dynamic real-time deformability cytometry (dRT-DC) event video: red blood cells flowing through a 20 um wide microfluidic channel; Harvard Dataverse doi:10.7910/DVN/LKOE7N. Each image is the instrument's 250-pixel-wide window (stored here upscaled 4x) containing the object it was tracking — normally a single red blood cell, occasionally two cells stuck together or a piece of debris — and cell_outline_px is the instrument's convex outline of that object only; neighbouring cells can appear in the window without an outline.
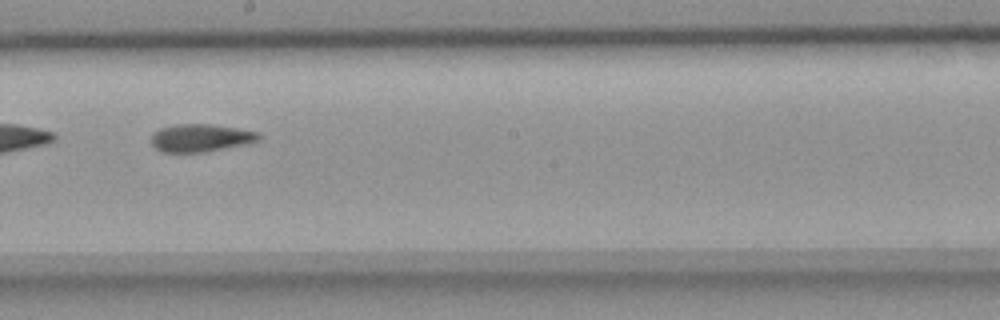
{"species": "common noctule bat (a hibernating species)", "species_latin": "Nyctalus noctula", "temperature_condition": "room temperature", "stored_images_in_passage": 12, "camera_frame_rate_fps": 3000, "um_per_image_px": 0.085, "animal": {"sex": "female", "body_mass_g": 18.4}, "frame": {"image": 1, "passage_image": 6, "time_ms": 1.667, "image_size_px": [1000, 320], "cell_outline_px": [[260, 140], [248, 144], [200, 152], [164, 152], [156, 148], [152, 144], [152, 136], [160, 128], [176, 124], [212, 124], [260, 132]], "centroid_in_image_um": [17.1, 11.71], "position_along_channel_um": 231.1, "area_um2": 17.22}}
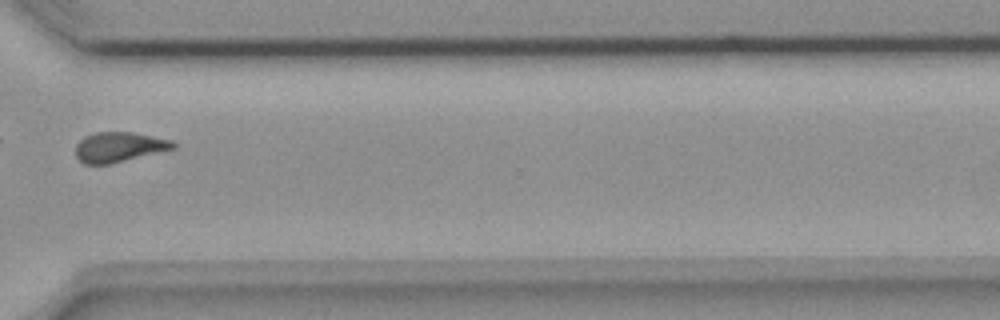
{"frame": {"image": 2, "passage_image": 9, "time_ms": 2.667, "image_size_px": [1000, 320], "cell_outline_px": [[176, 148], [108, 164], [84, 164], [76, 156], [76, 144], [84, 136], [96, 132], [132, 132], [172, 140], [176, 144]], "centroid_in_image_um": [10.11, 12.49], "position_along_channel_um": 360.5, "area_um2": 16.88}}
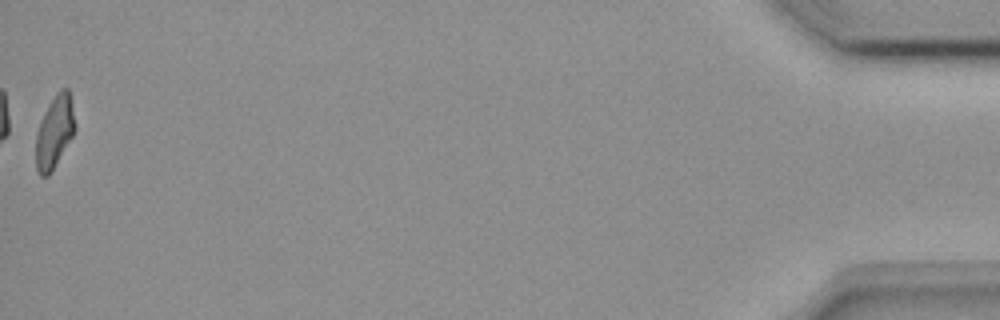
{"frame": {"image": 3, "passage_image": 12, "time_ms": 3.667, "image_size_px": [1000, 320], "cell_outline_px": [[76, 128], [72, 136], [48, 176], [40, 176], [36, 168], [36, 136], [40, 120], [44, 112], [56, 92], [60, 88], [68, 88], [72, 104], [76, 124]], "centroid_in_image_um": [4.63, 11.17], "position_along_channel_um": 430.6, "area_um2": 16.36}}